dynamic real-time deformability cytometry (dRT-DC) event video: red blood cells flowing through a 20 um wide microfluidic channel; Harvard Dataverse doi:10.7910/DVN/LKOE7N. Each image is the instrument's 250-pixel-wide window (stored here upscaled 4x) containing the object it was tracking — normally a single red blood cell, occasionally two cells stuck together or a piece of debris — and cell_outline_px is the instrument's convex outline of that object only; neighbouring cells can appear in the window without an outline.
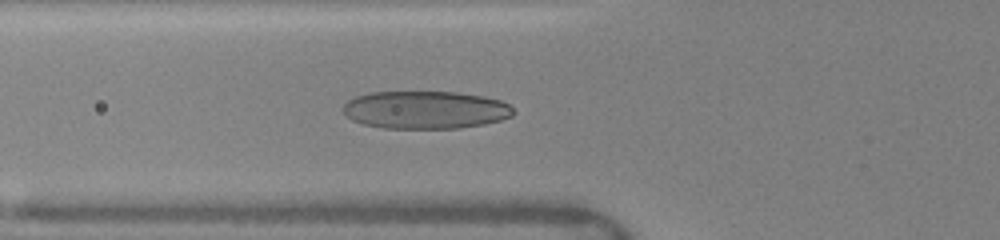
{"species": "human", "species_latin": "Homo sapiens", "temperature_condition": "warm", "stored_images_in_passage": 28, "camera_frame_rate_fps": 3000, "um_per_image_px": 0.085, "donor": {"sex": "female"}, "frame": {"image": 1, "passage_image": 14, "time_ms": 5.667, "image_size_px": [1000, 240], "cell_outline_px": [[516, 112], [512, 116], [500, 120], [484, 124], [460, 128], [384, 128], [364, 124], [352, 120], [340, 108], [348, 100], [356, 96], [368, 92], [456, 92], [484, 96], [500, 100], [508, 104]], "centroid_in_image_um": [36.15, 9.33], "position_along_channel_um": 89.6, "area_um2": 37.63}}
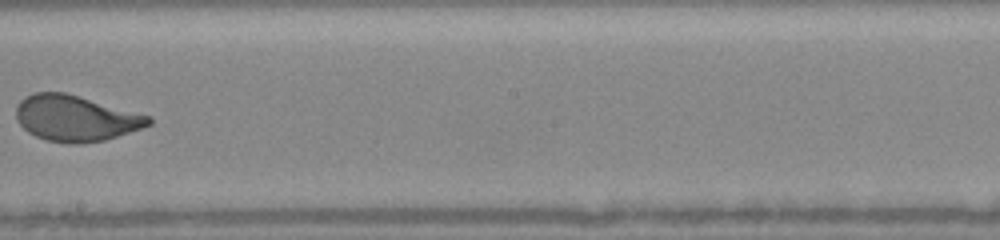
{"frame": {"image": 2, "passage_image": 21, "time_ms": 9.333, "image_size_px": [1000, 240], "cell_outline_px": [[152, 124], [104, 140], [80, 144], [68, 144], [44, 140], [28, 132], [20, 124], [16, 116], [16, 108], [20, 100], [24, 96], [36, 92], [64, 92], [152, 116]], "centroid_in_image_um": [6.41, 10.05], "position_along_channel_um": 241.8, "area_um2": 35.37}}
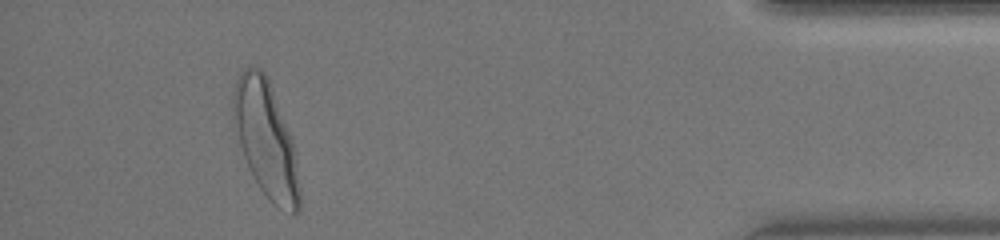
{"frame": {"image": 3, "passage_image": 27, "time_ms": 14.667, "image_size_px": [1000, 240], "cell_outline_px": [[300, 212], [292, 216], [272, 204], [268, 200], [260, 188], [248, 168], [240, 144], [232, 112], [232, 96], [236, 80], [240, 72], [244, 68], [260, 68], [268, 76], [292, 140], [296, 160], [300, 188]], "centroid_in_image_um": [22.61, 11.88], "position_along_channel_um": 412.6, "area_um2": 44.74}, "authors_computed_cell_mechanics": {"area_um2": 36.2406, "velocity_mm_per_s": 4.1421, "shape_relaxation_time_tau1_ms": 3.1828, "shape_relaxation_time_tau2_ms": null, "deformation_change_tau1": 0.1724, "deformation_change_tau2": null}}